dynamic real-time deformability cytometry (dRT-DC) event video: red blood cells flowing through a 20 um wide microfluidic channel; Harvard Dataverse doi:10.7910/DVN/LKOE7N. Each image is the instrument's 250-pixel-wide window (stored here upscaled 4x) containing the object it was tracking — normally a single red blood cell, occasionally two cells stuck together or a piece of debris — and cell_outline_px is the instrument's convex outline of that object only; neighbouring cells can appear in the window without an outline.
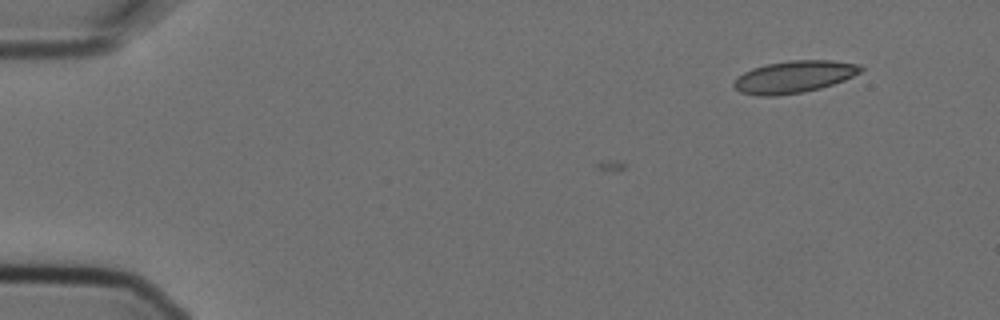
{"species": "Egyptian fruit bat (a non-hibernating species)", "species_latin": "Rousettus aegyptiacus", "temperature_condition": "cold", "stored_images_in_passage": 3, "camera_frame_rate_fps": 3000, "um_per_image_px": 0.085, "animal": {"sex": "female"}, "frame": {"image": 1, "passage_image": 3, "time_ms": 0.667, "image_size_px": [1000, 320], "cell_outline_px": [[864, 68], [860, 72], [844, 80], [820, 88], [804, 92], [776, 96], [756, 96], [740, 92], [732, 84], [744, 72], [752, 68], [764, 64], [788, 60], [832, 60], [860, 64]], "centroid_in_image_um": [67.49, 6.52], "position_along_channel_um": 17.5, "area_um2": 23.81}}